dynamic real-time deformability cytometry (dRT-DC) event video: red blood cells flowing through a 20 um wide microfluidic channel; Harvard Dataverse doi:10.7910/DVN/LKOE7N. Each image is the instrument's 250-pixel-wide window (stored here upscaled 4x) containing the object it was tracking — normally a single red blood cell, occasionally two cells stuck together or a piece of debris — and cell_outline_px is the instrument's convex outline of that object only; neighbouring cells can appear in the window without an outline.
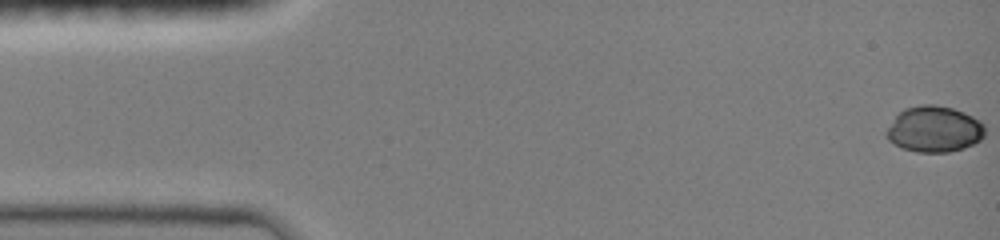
{"species": "common noctule bat (a hibernating species)", "species_latin": "Nyctalus noctula", "temperature_condition": "room temperature", "stored_images_in_passage": 48, "camera_frame_rate_fps": 3000, "um_per_image_px": 0.085, "animal": {"sex": "female", "body_mass_g": 19.0, "forearm_length_mm": 51.5}, "frame": {"image": 1, "passage_image": 1, "time_ms": 0.0, "image_size_px": [1000, 240], "cell_outline_px": [[984, 136], [980, 140], [964, 148], [948, 152], [916, 152], [904, 148], [888, 140], [884, 132], [896, 116], [904, 108], [920, 104], [936, 104], [952, 108], [964, 112], [980, 120], [984, 124]], "centroid_in_image_um": [79.41, 10.97], "position_along_channel_um": 5.6, "area_um2": 26.47}}
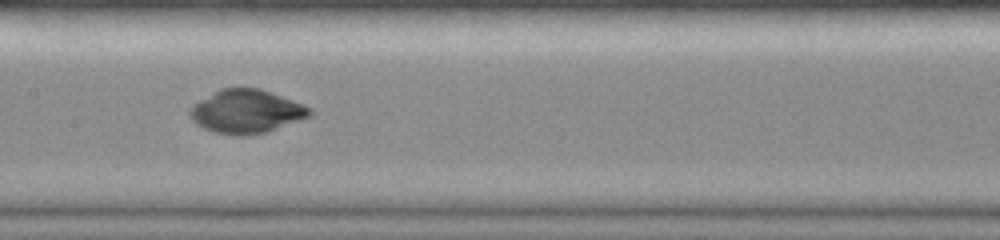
{"frame": {"image": 2, "passage_image": 24, "time_ms": 7.667, "image_size_px": [1000, 240], "cell_outline_px": [[312, 116], [268, 132], [244, 136], [236, 136], [212, 132], [196, 124], [192, 120], [188, 112], [188, 108], [192, 104], [220, 88], [260, 88], [292, 100], [312, 108]], "centroid_in_image_um": [20.92, 9.49], "position_along_channel_um": 186.5, "area_um2": 30.75}}
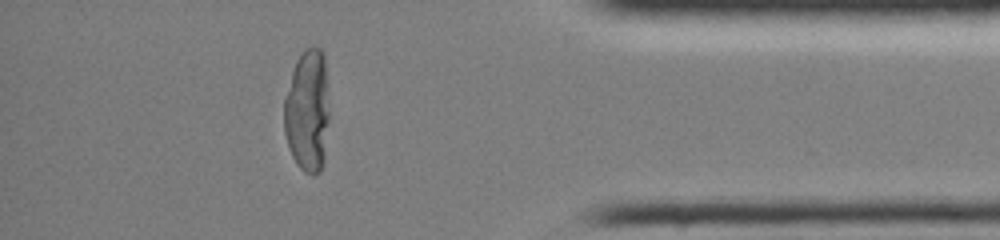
{"frame": {"image": 3, "passage_image": 42, "time_ms": 13.667, "image_size_px": [1000, 240], "cell_outline_px": [[328, 120], [324, 160], [320, 172], [312, 176], [304, 172], [296, 164], [288, 148], [284, 132], [284, 100], [292, 72], [296, 60], [304, 48], [320, 48], [324, 52], [328, 112]], "centroid_in_image_um": [26.12, 9.46], "position_along_channel_um": 409.1, "area_um2": 32.37}, "authors_computed_cell_mechanics": {"area_um2": 29.9404, "velocity_mm_per_s": 4.0347, "shape_relaxation_time_tau1_ms": null, "shape_relaxation_time_tau2_ms": 9.9774, "deformation_change_tau1": null, "deformation_change_tau2": null}}